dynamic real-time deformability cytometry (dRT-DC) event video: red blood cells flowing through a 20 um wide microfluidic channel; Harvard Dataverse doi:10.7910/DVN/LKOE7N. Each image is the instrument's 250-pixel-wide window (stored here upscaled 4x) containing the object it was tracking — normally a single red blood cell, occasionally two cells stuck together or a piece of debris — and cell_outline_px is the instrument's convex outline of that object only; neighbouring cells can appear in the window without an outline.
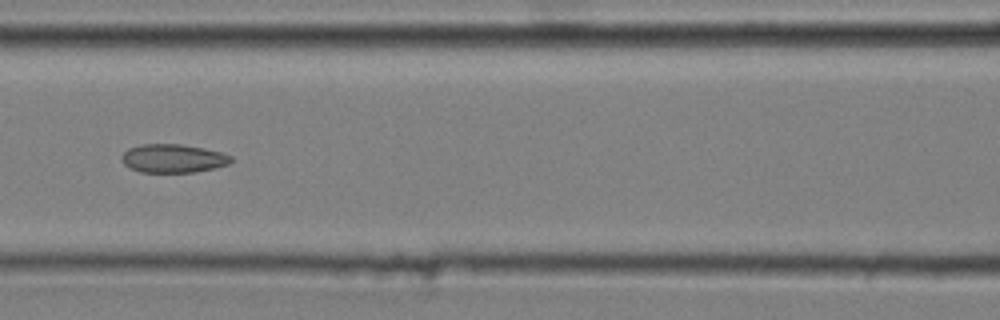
{"species": "common noctule bat (a hibernating species)", "species_latin": "Nyctalus noctula", "temperature_condition": "cold", "stored_images_in_passage": 9, "camera_frame_rate_fps": 3000, "um_per_image_px": 0.085, "animal": {"sex": "male", "body_mass_g": 20.4}, "frame": {"image": 1, "passage_image": 6, "time_ms": 1.667, "image_size_px": [1000, 320], "cell_outline_px": [[232, 160], [228, 164], [196, 172], [140, 172], [124, 164], [120, 160], [120, 156], [128, 148], [140, 144], [180, 144], [204, 148], [220, 152], [232, 156]], "centroid_in_image_um": [14.67, 13.46], "position_along_channel_um": 151.9, "area_um2": 18.15}}
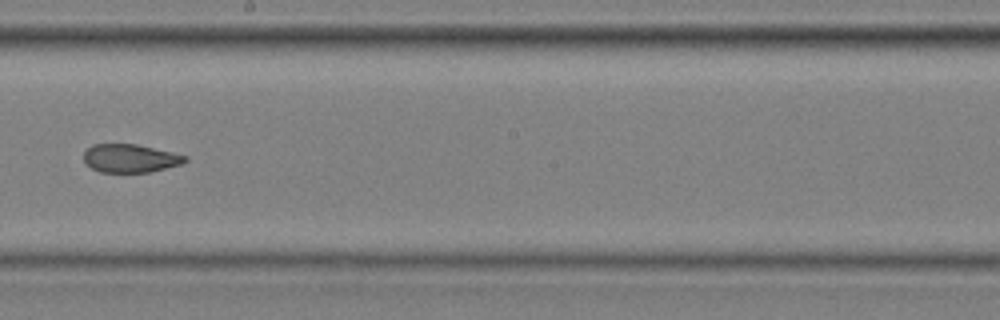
{"frame": {"image": 2, "passage_image": 8, "time_ms": 2.333, "image_size_px": [1000, 320], "cell_outline_px": [[188, 160], [184, 164], [148, 172], [100, 172], [84, 164], [84, 152], [92, 144], [136, 144], [172, 152], [188, 156]], "centroid_in_image_um": [11.08, 13.46], "position_along_channel_um": 237.1, "area_um2": 16.82}}
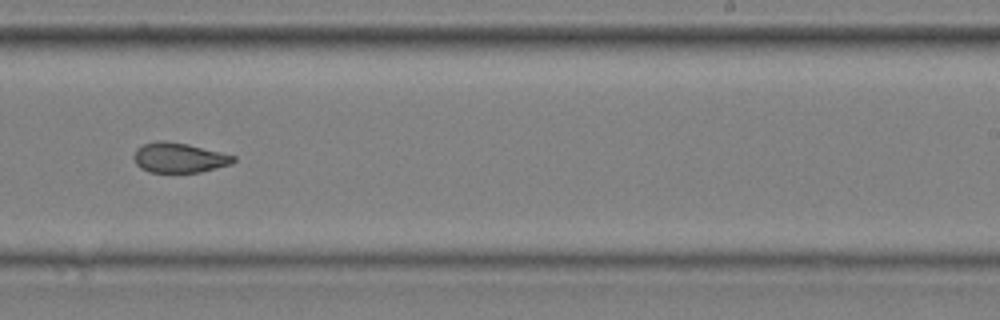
{"frame": {"image": 3, "passage_image": 9, "time_ms": 2.667, "image_size_px": [1000, 320], "cell_outline_px": [[236, 160], [232, 164], [200, 172], [148, 172], [140, 168], [136, 164], [132, 156], [136, 148], [144, 144], [156, 140], [164, 140], [188, 144], [236, 156]], "centroid_in_image_um": [15.19, 13.4], "position_along_channel_um": 273.8, "area_um2": 17.51}}